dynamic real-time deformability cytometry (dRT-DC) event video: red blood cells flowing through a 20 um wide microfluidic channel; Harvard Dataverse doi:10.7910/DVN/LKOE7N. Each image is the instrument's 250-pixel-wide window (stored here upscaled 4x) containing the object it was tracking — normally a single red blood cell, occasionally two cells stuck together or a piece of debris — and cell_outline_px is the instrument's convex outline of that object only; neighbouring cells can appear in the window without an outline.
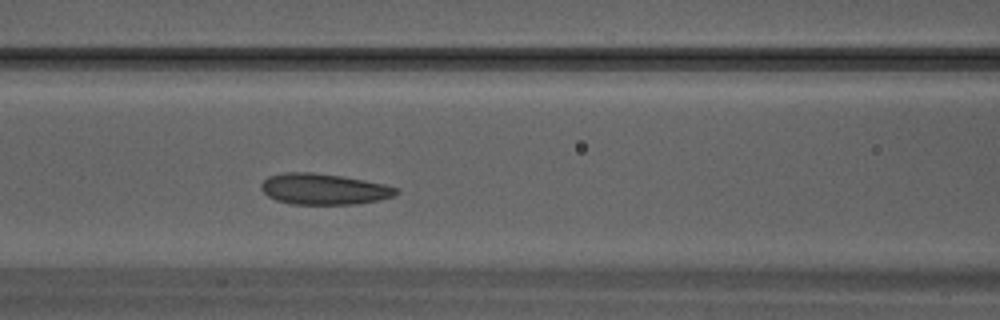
{"species": "Egyptian fruit bat (a non-hibernating species)", "species_latin": "Rousettus aegyptiacus", "temperature_condition": "warm", "stored_images_in_passage": 8, "camera_frame_rate_fps": 3000, "um_per_image_px": 0.085, "animal": {"sex": "male"}, "frame": {"image": 1, "passage_image": 6, "time_ms": 1.667, "image_size_px": [1000, 320], "cell_outline_px": [[400, 192], [396, 196], [380, 200], [352, 204], [292, 204], [276, 200], [268, 196], [260, 188], [260, 184], [268, 176], [284, 172], [312, 172], [340, 176], [364, 180], [384, 184], [396, 188]], "centroid_in_image_um": [27.52, 16.07], "position_along_channel_um": 139.1, "area_um2": 24.39}}